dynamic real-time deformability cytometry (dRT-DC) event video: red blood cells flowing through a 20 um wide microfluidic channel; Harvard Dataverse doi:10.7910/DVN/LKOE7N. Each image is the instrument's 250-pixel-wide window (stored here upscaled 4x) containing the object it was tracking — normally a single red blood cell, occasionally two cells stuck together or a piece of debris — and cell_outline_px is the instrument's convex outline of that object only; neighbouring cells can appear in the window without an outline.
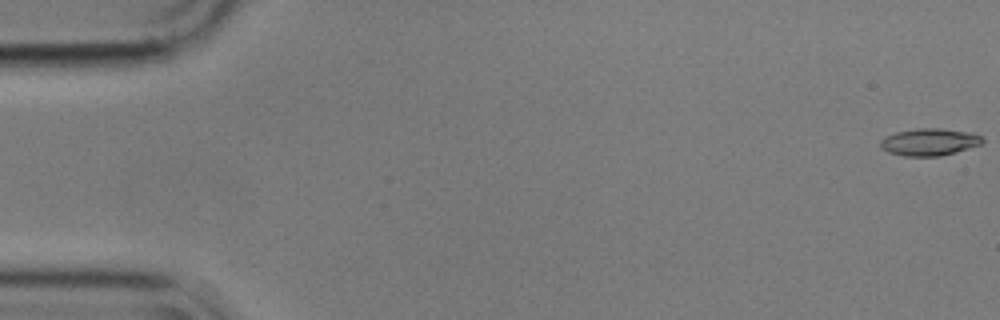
{"species": "common noctule bat (a hibernating species)", "species_latin": "Nyctalus noctula", "temperature_condition": "cold", "stored_images_in_passage": 4, "camera_frame_rate_fps": 3000, "um_per_image_px": 0.085, "animal": {"sex": "male", "body_mass_g": 17.9}, "frame": {"image": 1, "passage_image": 1, "time_ms": 0.0, "image_size_px": [1000, 320], "cell_outline_px": [[984, 140], [980, 144], [940, 156], [904, 156], [888, 152], [880, 148], [880, 140], [896, 132], [916, 128], [940, 128], [972, 132], [984, 136]], "centroid_in_image_um": [79.0, 12.06], "position_along_channel_um": 6.0, "area_um2": 16.13}}
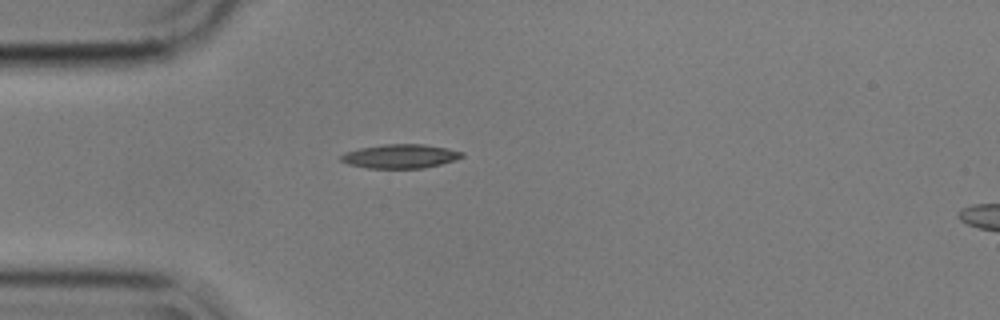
{"frame": {"image": 2, "passage_image": 4, "time_ms": 1.0, "image_size_px": [1000, 320], "cell_outline_px": [[464, 156], [456, 160], [424, 168], [368, 168], [348, 164], [340, 160], [340, 156], [344, 152], [360, 148], [384, 144], [424, 144], [464, 152]], "centroid_in_image_um": [34.01, 13.28], "position_along_channel_um": 51.0, "area_um2": 16.88}}